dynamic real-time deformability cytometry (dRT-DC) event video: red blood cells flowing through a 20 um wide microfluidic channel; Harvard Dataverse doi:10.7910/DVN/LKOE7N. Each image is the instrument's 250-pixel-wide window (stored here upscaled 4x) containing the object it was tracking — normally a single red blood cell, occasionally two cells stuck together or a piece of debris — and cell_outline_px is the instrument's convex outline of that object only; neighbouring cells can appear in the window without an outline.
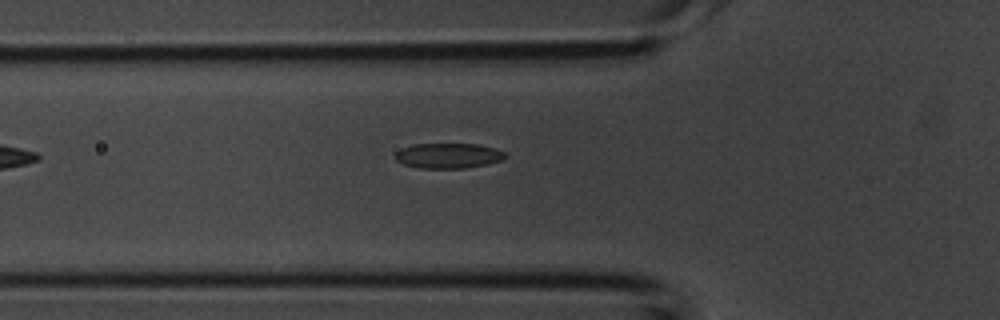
{"species": "common noctule bat (a hibernating species)", "species_latin": "Nyctalus noctula", "temperature_condition": "room temperature", "stored_images_in_passage": 26, "camera_frame_rate_fps": 3000, "um_per_image_px": 0.085, "animal": {"sex": "male", "body_mass_g": 20.1, "forearm_length_mm": 53.5}, "frame": {"image": 1, "passage_image": 2, "time_ms": 0.333, "image_size_px": [1000, 320], "cell_outline_px": [[508, 156], [504, 160], [488, 164], [464, 168], [420, 168], [404, 164], [396, 160], [396, 152], [400, 148], [412, 144], [480, 144], [496, 148], [508, 152]], "centroid_in_image_um": [38.18, 13.22], "position_along_channel_um": 87.6, "area_um2": 16.42}}
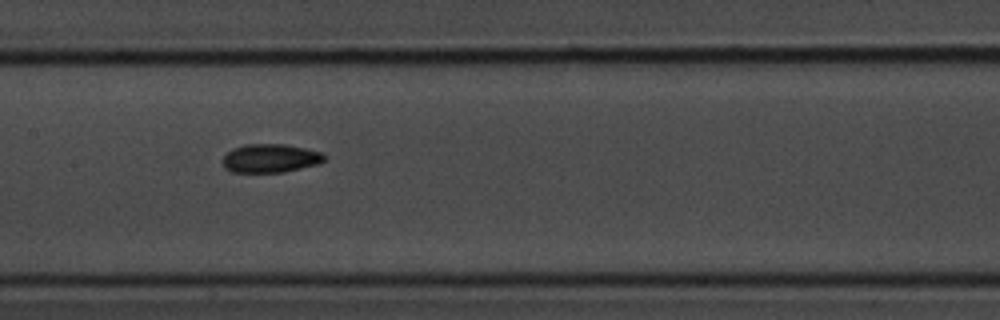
{"frame": {"image": 2, "passage_image": 8, "time_ms": 2.333, "image_size_px": [1000, 320], "cell_outline_px": [[328, 156], [320, 164], [284, 172], [232, 172], [224, 168], [224, 156], [232, 148], [244, 144], [284, 144], [324, 152]], "centroid_in_image_um": [23.03, 13.45], "position_along_channel_um": 184.4, "area_um2": 17.11}}
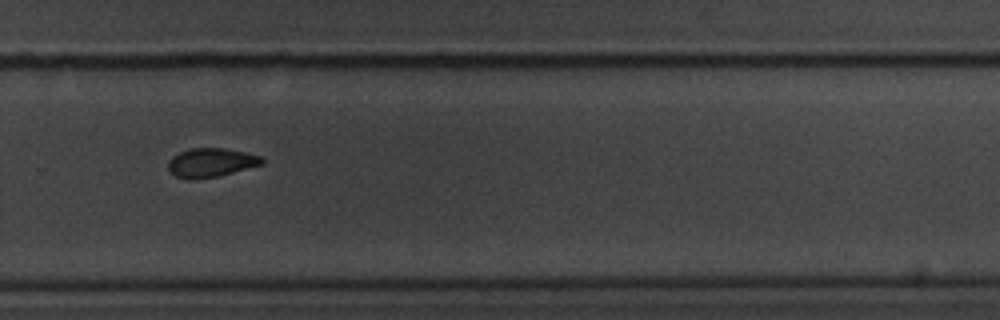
{"frame": {"image": 3, "passage_image": 16, "time_ms": 5.0, "image_size_px": [1000, 320], "cell_outline_px": [[264, 164], [220, 176], [188, 180], [176, 176], [168, 168], [168, 160], [172, 156], [188, 148], [224, 148], [244, 152], [260, 156], [264, 160]], "centroid_in_image_um": [17.93, 13.82], "position_along_channel_um": 311.9, "area_um2": 15.9}}